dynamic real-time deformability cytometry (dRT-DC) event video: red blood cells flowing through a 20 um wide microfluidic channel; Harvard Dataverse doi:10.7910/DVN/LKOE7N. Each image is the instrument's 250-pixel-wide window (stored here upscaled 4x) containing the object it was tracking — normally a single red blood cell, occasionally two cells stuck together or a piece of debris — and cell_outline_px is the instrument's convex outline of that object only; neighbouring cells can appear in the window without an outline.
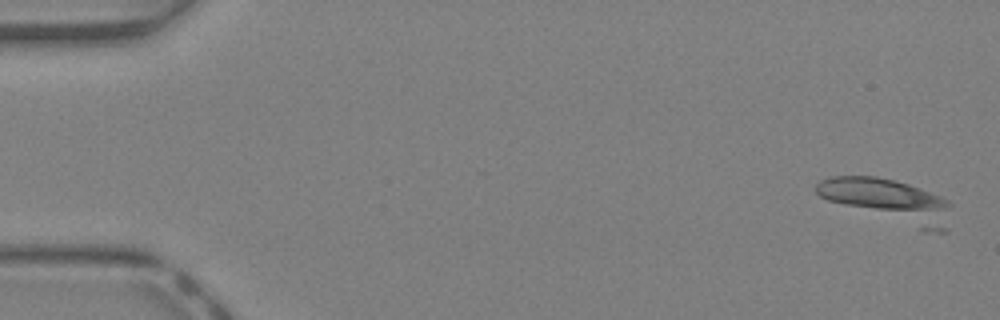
{"species": "Egyptian fruit bat (a non-hibernating species)", "species_latin": "Rousettus aegyptiacus", "temperature_condition": "warm", "stored_images_in_passage": 9, "camera_frame_rate_fps": 3000, "um_per_image_px": 0.085, "animal": {"sex": "female"}, "frame": {"image": 1, "passage_image": 2, "time_ms": 0.333, "image_size_px": [1000, 320], "cell_outline_px": [[952, 204], [948, 232], [924, 232], [828, 200], [820, 196], [816, 192], [816, 184], [820, 180], [828, 176], [876, 176], [908, 184], [920, 188], [940, 196], [948, 200]], "centroid_in_image_um": [75.58, 17.09], "position_along_channel_um": 9.4, "area_um2": 34.04}}